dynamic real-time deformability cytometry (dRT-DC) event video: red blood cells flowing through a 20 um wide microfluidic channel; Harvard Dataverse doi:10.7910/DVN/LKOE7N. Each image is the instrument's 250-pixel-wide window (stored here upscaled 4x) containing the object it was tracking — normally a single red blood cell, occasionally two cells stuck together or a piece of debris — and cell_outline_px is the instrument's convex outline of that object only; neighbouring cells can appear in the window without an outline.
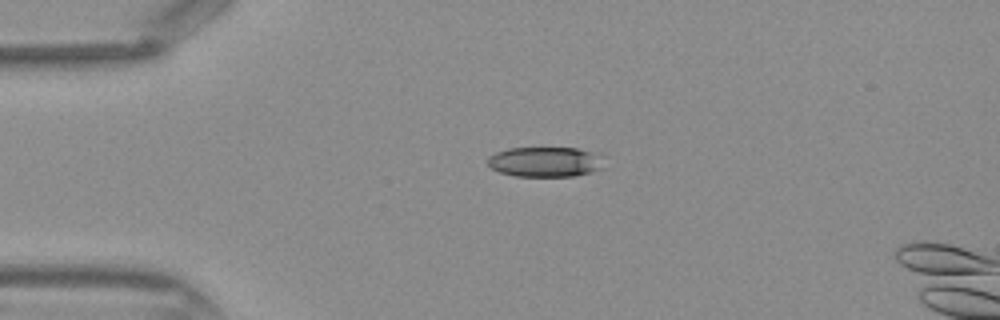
{"species": "Egyptian fruit bat (a non-hibernating species)", "species_latin": "Rousettus aegyptiacus", "temperature_condition": "warm", "stored_images_in_passage": 12, "camera_frame_rate_fps": 3000, "um_per_image_px": 0.085, "frame": {"image": 1, "passage_image": 9, "time_ms": 2.667, "image_size_px": [1000, 320], "cell_outline_px": [[604, 168], [592, 172], [576, 176], [516, 176], [500, 172], [492, 168], [488, 164], [488, 156], [496, 152], [508, 148], [576, 148], [592, 152], [600, 156]], "centroid_in_image_um": [46.34, 13.76], "position_along_channel_um": 38.7, "area_um2": 20.35}}